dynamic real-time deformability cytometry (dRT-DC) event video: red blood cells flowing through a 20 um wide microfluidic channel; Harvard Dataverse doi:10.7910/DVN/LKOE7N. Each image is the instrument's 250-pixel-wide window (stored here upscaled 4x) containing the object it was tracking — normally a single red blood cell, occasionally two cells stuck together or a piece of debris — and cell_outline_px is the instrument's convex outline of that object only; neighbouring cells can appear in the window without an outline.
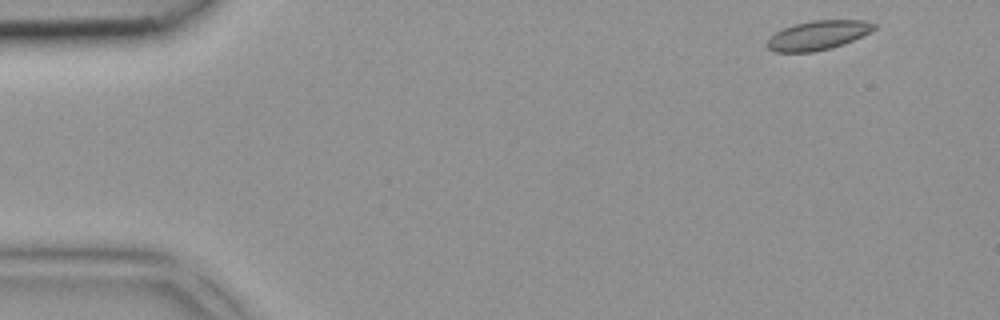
{"species": "common noctule bat (a hibernating species)", "species_latin": "Nyctalus noctula", "temperature_condition": "room temperature", "stored_images_in_passage": 4, "camera_frame_rate_fps": 3000, "um_per_image_px": 0.085, "animal": {"sex": "female", "body_mass_g": 18.4}, "frame": {"image": 1, "passage_image": 1, "time_ms": 0.0, "image_size_px": [1000, 320], "cell_outline_px": [[876, 28], [844, 44], [832, 48], [812, 52], [772, 52], [764, 44], [776, 32], [784, 28], [796, 24], [812, 20], [864, 20], [876, 24]], "centroid_in_image_um": [69.5, 3.0], "position_along_channel_um": 15.5, "area_um2": 18.09}}